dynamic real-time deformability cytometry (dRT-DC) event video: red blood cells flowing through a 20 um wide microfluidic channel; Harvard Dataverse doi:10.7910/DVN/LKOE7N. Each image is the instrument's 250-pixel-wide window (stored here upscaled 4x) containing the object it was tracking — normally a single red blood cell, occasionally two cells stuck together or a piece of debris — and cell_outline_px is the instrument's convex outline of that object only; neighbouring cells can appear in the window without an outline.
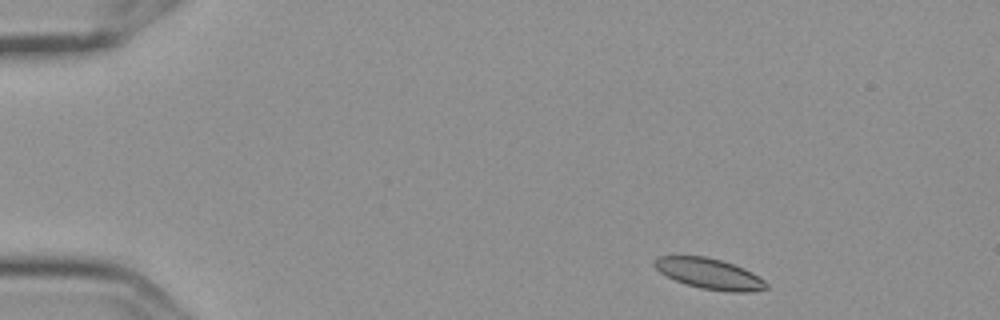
{"species": "Egyptian fruit bat (a non-hibernating species)", "species_latin": "Rousettus aegyptiacus", "temperature_condition": "cold", "stored_images_in_passage": 6, "camera_frame_rate_fps": 3000, "um_per_image_px": 0.085, "frame": {"image": 1, "passage_image": 1, "time_ms": 0.0, "image_size_px": [1000, 320], "cell_outline_px": [[768, 288], [748, 292], [728, 292], [700, 288], [684, 284], [660, 272], [652, 264], [652, 260], [656, 256], [704, 256], [720, 260], [744, 268], [752, 272], [764, 280], [768, 284]], "centroid_in_image_um": [60.27, 23.27], "position_along_channel_um": 24.7, "area_um2": 20.0}}
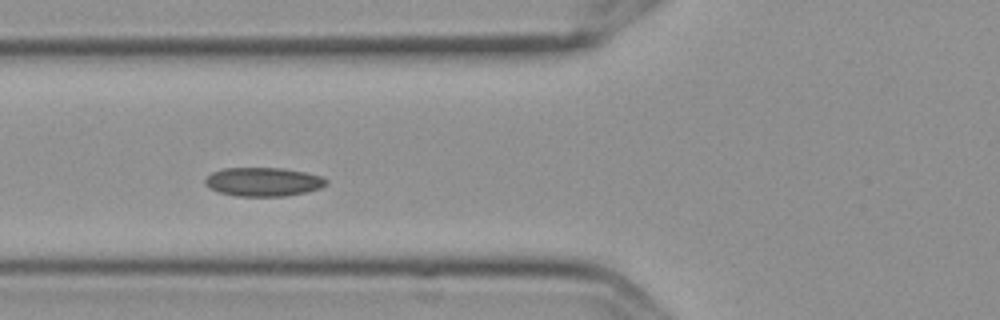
{"frame": {"image": 2, "passage_image": 5, "time_ms": 1.333, "image_size_px": [1000, 320], "cell_outline_px": [[328, 184], [320, 188], [304, 192], [284, 196], [236, 196], [220, 192], [208, 188], [204, 184], [204, 180], [212, 172], [224, 168], [284, 168], [304, 172], [320, 176], [328, 180]], "centroid_in_image_um": [22.36, 15.45], "position_along_channel_um": 103.4, "area_um2": 20.29}}
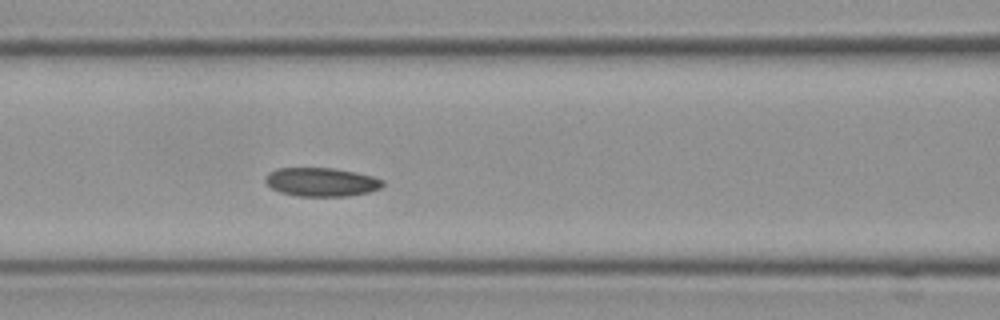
{"frame": {"image": 3, "passage_image": 6, "time_ms": 1.667, "image_size_px": [1000, 320], "cell_outline_px": [[384, 184], [380, 188], [368, 192], [348, 196], [296, 196], [280, 192], [272, 188], [264, 180], [264, 176], [268, 172], [276, 168], [332, 168], [356, 172], [372, 176], [384, 180]], "centroid_in_image_um": [27.3, 15.47], "position_along_channel_um": 139.3, "area_um2": 19.71}}